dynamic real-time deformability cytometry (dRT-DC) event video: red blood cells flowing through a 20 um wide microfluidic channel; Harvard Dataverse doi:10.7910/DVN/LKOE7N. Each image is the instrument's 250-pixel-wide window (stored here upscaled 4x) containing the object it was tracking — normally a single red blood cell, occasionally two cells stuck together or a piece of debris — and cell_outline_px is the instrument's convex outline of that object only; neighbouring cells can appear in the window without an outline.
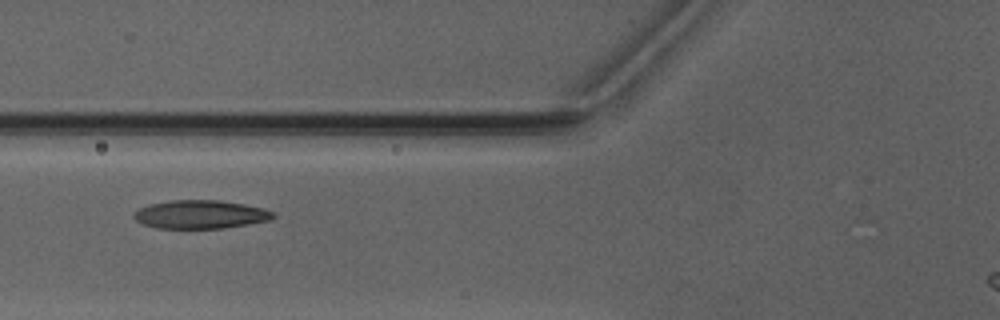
{"species": "Egyptian fruit bat (a non-hibernating species)", "species_latin": "Rousettus aegyptiacus", "temperature_condition": "warm", "stored_images_in_passage": 6, "camera_frame_rate_fps": 3000, "um_per_image_px": 0.085, "animal": {"sex": "male"}, "frame": {"image": 1, "passage_image": 5, "time_ms": 5.667, "image_size_px": [1000, 320], "cell_outline_px": [[276, 216], [268, 220], [248, 224], [224, 228], [156, 228], [144, 224], [136, 220], [132, 216], [132, 212], [148, 204], [172, 200], [220, 200], [244, 204], [276, 212]], "centroid_in_image_um": [17.01, 18.22], "position_along_channel_um": 108.8, "area_um2": 23.06}}
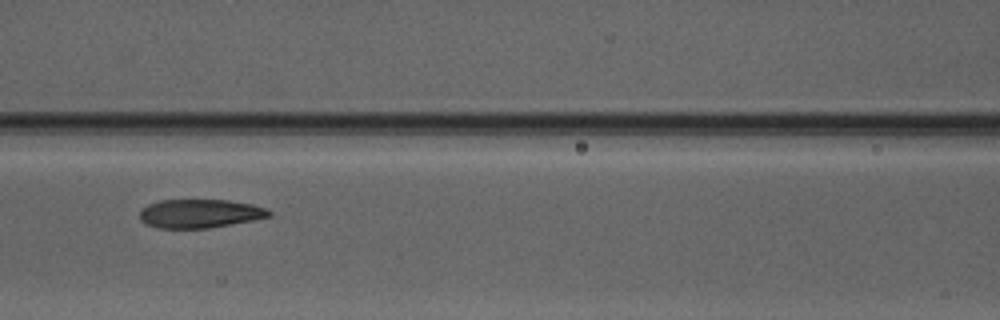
{"frame": {"image": 2, "passage_image": 6, "time_ms": 6.667, "image_size_px": [1000, 320], "cell_outline_px": [[272, 216], [252, 220], [208, 228], [160, 228], [144, 224], [140, 220], [140, 208], [148, 204], [160, 200], [228, 200], [252, 204], [264, 208], [272, 212]], "centroid_in_image_um": [16.95, 18.15], "position_along_channel_um": 149.7, "area_um2": 21.62}}